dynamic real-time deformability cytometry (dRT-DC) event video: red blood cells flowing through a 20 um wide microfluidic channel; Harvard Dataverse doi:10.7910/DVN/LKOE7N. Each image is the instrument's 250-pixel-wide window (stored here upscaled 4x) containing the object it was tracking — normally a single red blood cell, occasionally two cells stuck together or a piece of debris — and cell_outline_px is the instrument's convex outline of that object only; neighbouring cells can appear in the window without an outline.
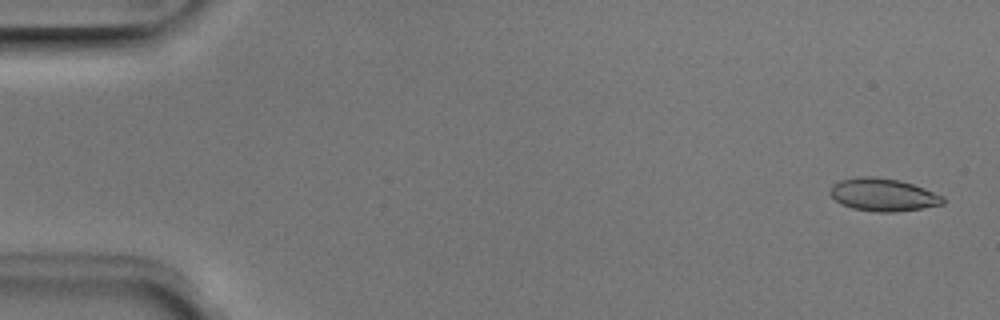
{"species": "Egyptian fruit bat (a non-hibernating species)", "species_latin": "Rousettus aegyptiacus", "temperature_condition": "room temperature", "stored_images_in_passage": 51, "camera_frame_rate_fps": 3000, "um_per_image_px": 0.085, "animal": {"sex": "male"}, "frame": {"image": 1, "passage_image": 2, "time_ms": 0.333, "image_size_px": [1000, 320], "cell_outline_px": [[944, 204], [896, 212], [876, 212], [852, 208], [840, 204], [828, 192], [832, 184], [840, 180], [860, 176], [872, 176], [900, 180], [924, 188], [944, 196]], "centroid_in_image_um": [75.04, 16.55], "position_along_channel_um": 10.0, "area_um2": 21.62}}
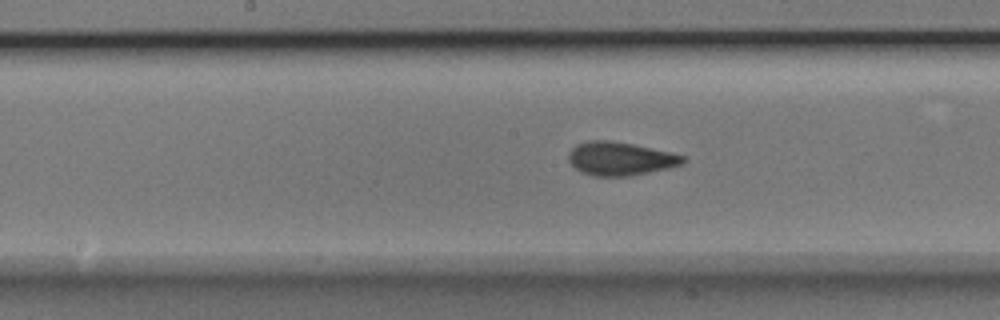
{"frame": {"image": 2, "passage_image": 26, "time_ms": 8.333, "image_size_px": [1000, 320], "cell_outline_px": [[684, 160], [680, 164], [668, 168], [628, 176], [596, 176], [580, 172], [568, 160], [568, 152], [576, 144], [588, 140], [608, 140], [632, 144], [668, 152], [684, 156]], "centroid_in_image_um": [52.64, 13.48], "position_along_channel_um": 195.6, "area_um2": 21.96}}
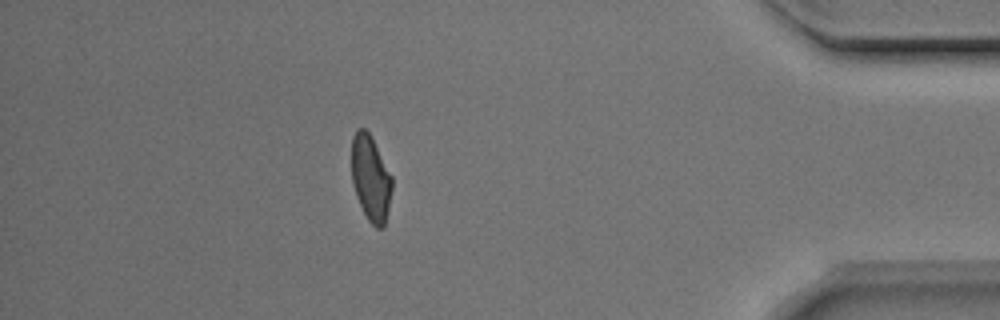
{"frame": {"image": 3, "passage_image": 45, "time_ms": 14.667, "image_size_px": [1000, 320], "cell_outline_px": [[392, 188], [384, 228], [376, 228], [368, 220], [356, 196], [352, 184], [352, 136], [356, 128], [364, 128], [368, 132], [392, 176]], "centroid_in_image_um": [31.5, 15.16], "position_along_channel_um": 403.7, "area_um2": 20.0}, "authors_computed_cell_mechanics": {"area_um2": 21.3282, "velocity_mm_per_s": 3.9813, "shape_relaxation_time_tau1_ms": 3.6064, "shape_relaxation_time_tau2_ms": 1.0282, "deformation_change_tau1": 0.135, "deformation_change_tau2": 0.0693}}